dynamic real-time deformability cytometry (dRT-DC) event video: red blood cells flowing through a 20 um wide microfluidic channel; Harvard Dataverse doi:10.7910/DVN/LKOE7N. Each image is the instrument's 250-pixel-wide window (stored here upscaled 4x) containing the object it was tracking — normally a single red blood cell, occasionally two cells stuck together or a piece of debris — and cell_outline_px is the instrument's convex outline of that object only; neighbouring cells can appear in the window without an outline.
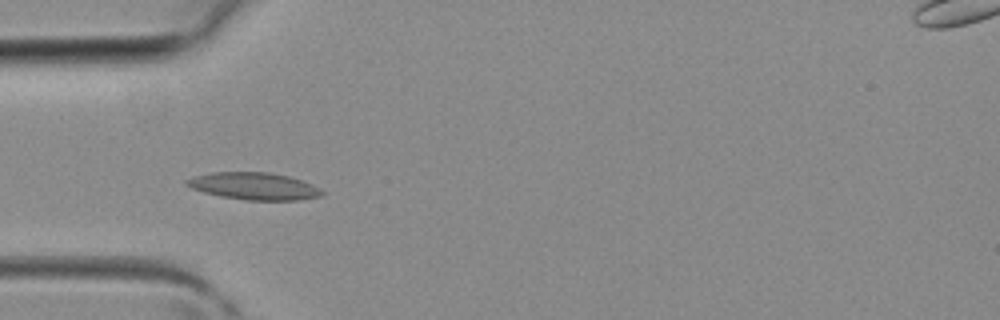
{"species": "common noctule bat (a hibernating species)", "species_latin": "Nyctalus noctula", "temperature_condition": "room temperature", "stored_images_in_passage": 1, "camera_frame_rate_fps": 3000, "um_per_image_px": 0.085, "animal": {"sex": "female", "body_mass_g": 19.3, "forearm_length_mm": 54.1}, "frame": {"image": 1, "passage_image": 1, "time_ms": 0.0, "image_size_px": [1000, 320], "cell_outline_px": [[324, 196], [296, 200], [244, 200], [220, 196], [204, 192], [192, 188], [184, 184], [184, 180], [192, 176], [212, 172], [268, 172], [288, 176], [312, 184], [320, 188], [324, 192]], "centroid_in_image_um": [21.57, 15.82], "position_along_channel_um": 63.4, "area_um2": 21.56}}